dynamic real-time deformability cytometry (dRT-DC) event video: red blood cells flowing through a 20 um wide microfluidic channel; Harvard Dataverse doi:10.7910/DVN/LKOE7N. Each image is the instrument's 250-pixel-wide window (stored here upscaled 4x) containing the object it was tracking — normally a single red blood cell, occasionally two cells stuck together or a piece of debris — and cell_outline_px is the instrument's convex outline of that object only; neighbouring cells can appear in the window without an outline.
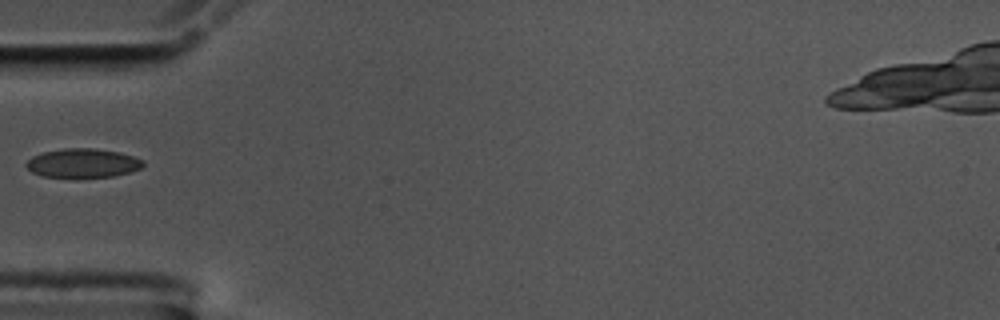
{"species": "common noctule bat (a hibernating species)", "species_latin": "Nyctalus noctula", "temperature_condition": "cold", "stored_images_in_passage": 23, "camera_frame_rate_fps": 3000, "um_per_image_px": 0.085, "animal": {"sex": "male", "body_mass_g": 17.5, "forearm_length_mm": 52.3}, "frame": {"image": 1, "passage_image": 1, "time_ms": 0.0, "image_size_px": [1000, 320], "cell_outline_px": [[144, 164], [140, 168], [128, 172], [112, 176], [80, 180], [40, 176], [32, 172], [24, 164], [32, 156], [44, 152], [64, 148], [96, 148], [120, 152], [144, 160]], "centroid_in_image_um": [7.0, 13.9], "position_along_channel_um": 78.0, "area_um2": 20.46}}